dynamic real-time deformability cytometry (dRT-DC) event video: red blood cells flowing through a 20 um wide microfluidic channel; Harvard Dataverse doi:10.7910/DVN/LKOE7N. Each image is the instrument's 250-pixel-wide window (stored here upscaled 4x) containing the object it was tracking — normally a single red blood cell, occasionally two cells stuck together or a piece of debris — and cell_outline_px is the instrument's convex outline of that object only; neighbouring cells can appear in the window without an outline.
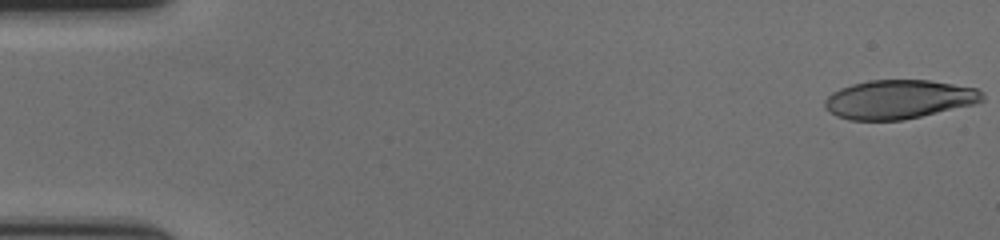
{"species": "human", "species_latin": "Homo sapiens", "temperature_condition": "cold", "stored_images_in_passage": 58, "camera_frame_rate_fps": 3000, "um_per_image_px": 0.085, "donor": {"sex": "female"}, "frame": {"image": 1, "passage_image": 1, "time_ms": 0.0, "image_size_px": [1000, 240], "cell_outline_px": [[984, 100], [976, 104], [904, 120], [848, 120], [836, 116], [824, 108], [824, 100], [832, 92], [840, 88], [852, 84], [868, 80], [928, 80], [976, 88], [984, 96]], "centroid_in_image_um": [76.38, 8.45], "position_along_channel_um": 8.6, "area_um2": 35.84}}
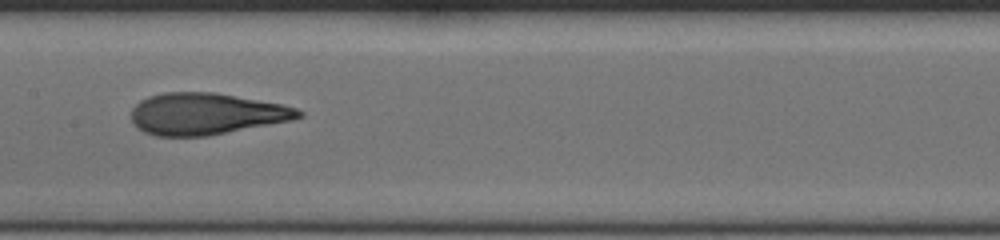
{"frame": {"image": 2, "passage_image": 30, "time_ms": 9.667, "image_size_px": [1000, 240], "cell_outline_px": [[304, 116], [292, 120], [208, 136], [156, 136], [144, 132], [136, 128], [132, 124], [132, 108], [140, 100], [148, 96], [164, 92], [216, 92], [284, 104], [296, 108], [304, 112]], "centroid_in_image_um": [17.52, 9.67], "position_along_channel_um": 189.9, "area_um2": 40.98}}
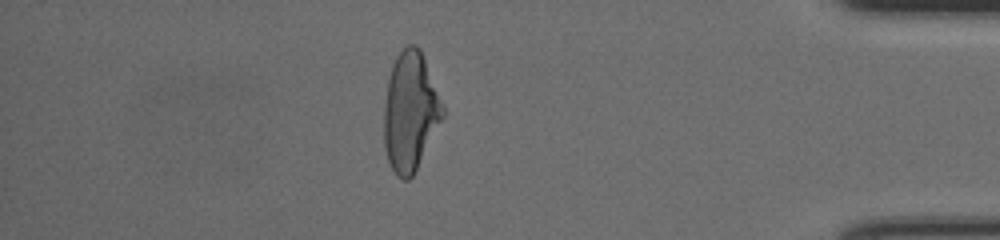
{"frame": {"image": 3, "passage_image": 51, "time_ms": 16.667, "image_size_px": [1000, 240], "cell_outline_px": [[444, 116], [412, 176], [408, 180], [404, 180], [396, 176], [388, 160], [384, 144], [384, 104], [388, 76], [392, 64], [396, 56], [408, 44], [416, 44], [420, 48], [444, 108]], "centroid_in_image_um": [34.85, 9.47], "position_along_channel_um": 400.3, "area_um2": 40.4}, "authors_computed_cell_mechanics": {"area_um2": 40.1999, "velocity_mm_per_s": 3.565, "shape_relaxation_time_tau1_ms": 5.6857, "shape_relaxation_time_tau2_ms": 1.4107, "deformation_change_tau1": 0.2205, "deformation_change_tau2": 0.0906}}